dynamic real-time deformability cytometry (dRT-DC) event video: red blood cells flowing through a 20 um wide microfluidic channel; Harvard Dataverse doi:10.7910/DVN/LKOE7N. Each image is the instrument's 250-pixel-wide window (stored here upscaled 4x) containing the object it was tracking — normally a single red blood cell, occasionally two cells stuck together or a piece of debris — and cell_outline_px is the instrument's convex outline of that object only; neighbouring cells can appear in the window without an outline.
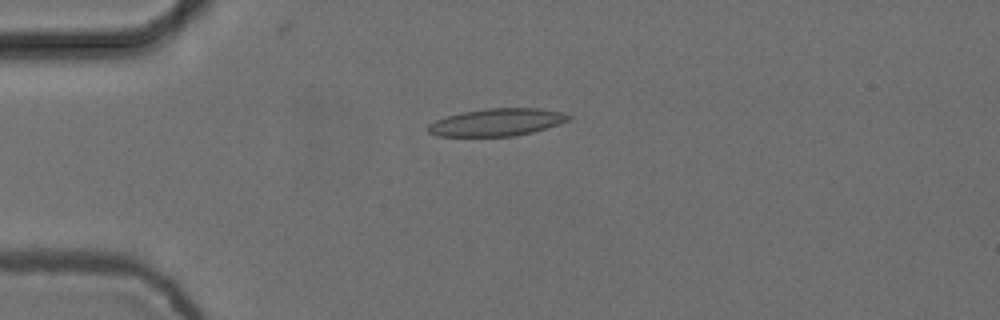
{"species": "common noctule bat (a hibernating species)", "species_latin": "Nyctalus noctula", "temperature_condition": "cold", "stored_images_in_passage": 5, "camera_frame_rate_fps": 3000, "um_per_image_px": 0.085, "animal": {"sex": "female", "body_mass_g": 24.6, "forearm_length_mm": 56.2}, "frame": {"image": 1, "passage_image": 4, "time_ms": 1.0, "image_size_px": [1000, 320], "cell_outline_px": [[572, 120], [560, 124], [532, 132], [516, 136], [436, 136], [428, 132], [424, 128], [428, 124], [436, 120], [448, 116], [464, 112], [484, 108], [540, 108], [564, 112], [572, 116]], "centroid_in_image_um": [42.26, 10.39], "position_along_channel_um": 42.7, "area_um2": 22.72}}